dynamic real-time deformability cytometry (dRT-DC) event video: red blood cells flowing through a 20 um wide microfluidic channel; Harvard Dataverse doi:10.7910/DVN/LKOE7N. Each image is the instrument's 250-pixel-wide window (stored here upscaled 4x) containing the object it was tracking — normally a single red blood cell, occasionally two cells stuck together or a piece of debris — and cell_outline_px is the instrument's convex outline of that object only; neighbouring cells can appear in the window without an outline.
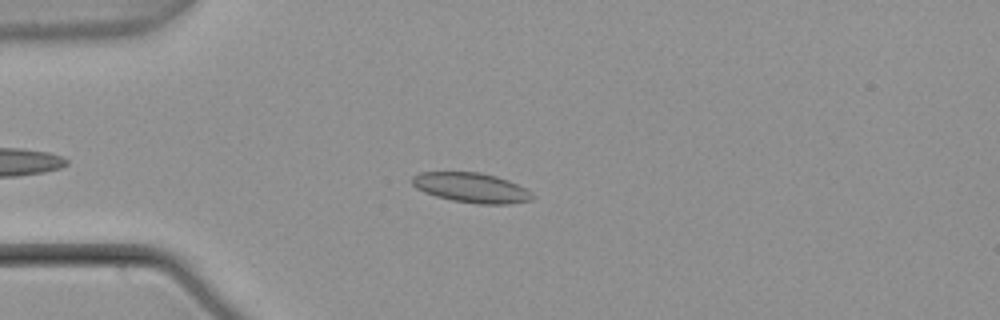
{"species": "common noctule bat (a hibernating species)", "species_latin": "Nyctalus noctula", "temperature_condition": "warm", "stored_images_in_passage": 46, "camera_frame_rate_fps": 3000, "um_per_image_px": 0.085, "animal": {"sex": "male", "body_mass_g": 21.5, "forearm_length_mm": 52.0}, "frame": {"image": 1, "passage_image": 10, "time_ms": 3.0, "image_size_px": [1000, 320], "cell_outline_px": [[532, 200], [508, 204], [480, 204], [452, 200], [436, 196], [424, 192], [416, 188], [412, 184], [412, 176], [420, 172], [480, 172], [496, 176], [508, 180], [532, 192]], "centroid_in_image_um": [40.04, 15.95], "position_along_channel_um": 45.0, "area_um2": 20.81}}
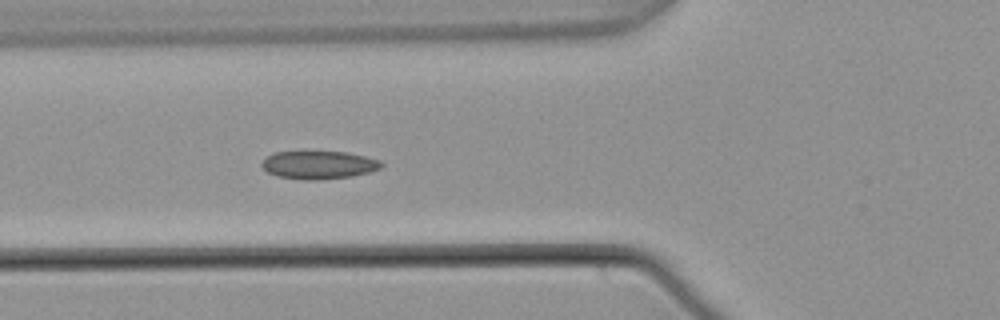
{"frame": {"image": 2, "passage_image": 16, "time_ms": 5.0, "image_size_px": [1000, 320], "cell_outline_px": [[384, 164], [380, 168], [368, 172], [352, 176], [316, 180], [304, 180], [276, 176], [268, 172], [260, 164], [268, 156], [276, 152], [304, 148], [348, 152], [380, 160]], "centroid_in_image_um": [27.06, 13.96], "position_along_channel_um": 98.7, "area_um2": 20.4}}
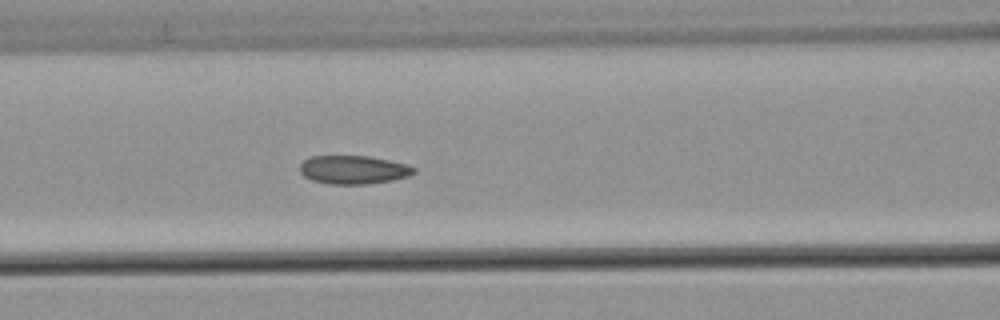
{"frame": {"image": 3, "passage_image": 19, "time_ms": 6.0, "image_size_px": [1000, 320], "cell_outline_px": [[416, 172], [408, 176], [392, 180], [368, 184], [328, 184], [312, 180], [304, 176], [300, 172], [300, 164], [308, 156], [368, 156], [408, 164], [416, 168]], "centroid_in_image_um": [30.04, 14.43], "position_along_channel_um": 136.6, "area_um2": 19.02}, "authors_computed_cell_mechanics": {"area_um2": 19.2474, "velocity_mm_per_s": 3.755, "shape_relaxation_time_tau1_ms": null, "shape_relaxation_time_tau2_ms": 2.0956, "deformation_change_tau1": null, "deformation_change_tau2": 0.0769}}